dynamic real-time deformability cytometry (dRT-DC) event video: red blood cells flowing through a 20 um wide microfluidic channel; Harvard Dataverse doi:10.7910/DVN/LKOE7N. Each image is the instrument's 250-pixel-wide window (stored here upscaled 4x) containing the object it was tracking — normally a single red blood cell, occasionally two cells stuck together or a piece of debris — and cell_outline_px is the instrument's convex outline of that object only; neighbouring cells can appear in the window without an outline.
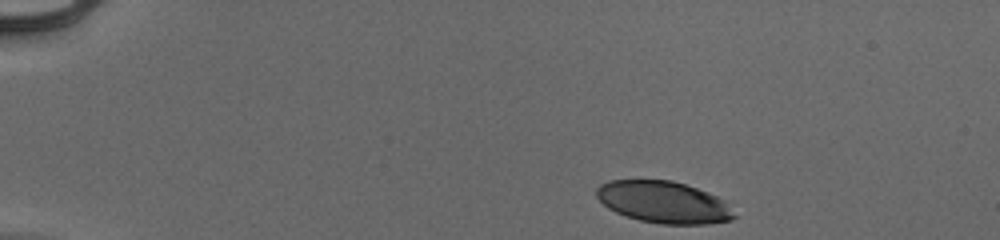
{"species": "human", "species_latin": "Homo sapiens", "temperature_condition": "cold", "stored_images_in_passage": 39, "camera_frame_rate_fps": 3000, "um_per_image_px": 0.085, "donor": {"sex": "male"}, "frame": {"image": 1, "passage_image": 1, "time_ms": 0.0, "image_size_px": [1000, 240], "cell_outline_px": [[736, 216], [732, 220], [708, 224], [660, 224], [640, 220], [616, 212], [608, 208], [596, 196], [596, 188], [600, 184], [608, 180], [672, 180], [708, 192], [724, 200]], "centroid_in_image_um": [56.4, 17.18], "position_along_channel_um": 28.6, "area_um2": 33.47}}
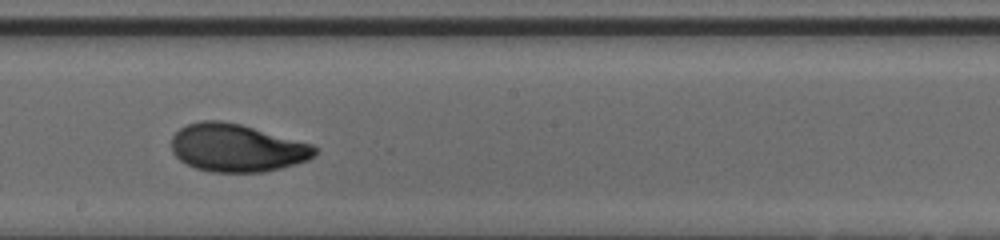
{"frame": {"image": 2, "passage_image": 24, "time_ms": 7.667, "image_size_px": [1000, 240], "cell_outline_px": [[316, 156], [308, 160], [280, 168], [264, 172], [212, 172], [196, 168], [180, 160], [172, 152], [172, 136], [180, 128], [188, 124], [200, 120], [220, 120], [240, 124], [312, 144], [316, 148]], "centroid_in_image_um": [20.12, 12.57], "position_along_channel_um": 228.1, "area_um2": 39.82}}
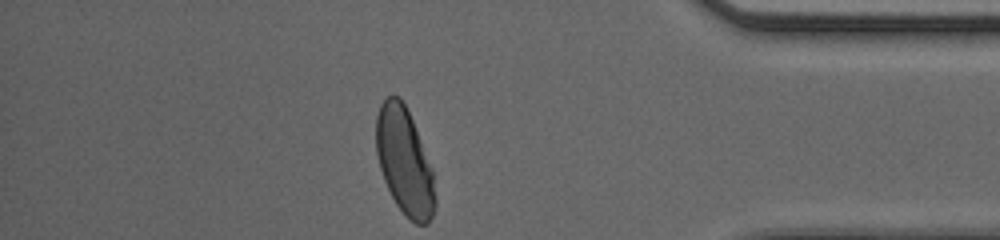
{"frame": {"image": 3, "passage_image": 39, "time_ms": 12.667, "image_size_px": [1000, 240], "cell_outline_px": [[436, 204], [432, 216], [428, 224], [416, 224], [408, 220], [404, 216], [396, 204], [384, 180], [380, 168], [376, 152], [376, 116], [380, 104], [388, 96], [400, 96], [412, 120], [432, 168], [436, 200]], "centroid_in_image_um": [34.38, 13.76], "position_along_channel_um": 400.8, "area_um2": 36.65}, "authors_computed_cell_mechanics": {"area_um2": 38.437, "velocity_mm_per_s": 3.9378, "shape_relaxation_time_tau1_ms": 3.8469, "shape_relaxation_time_tau2_ms": 1.1682, "deformation_change_tau1": 0.1926, "deformation_change_tau2": 0.0566}}